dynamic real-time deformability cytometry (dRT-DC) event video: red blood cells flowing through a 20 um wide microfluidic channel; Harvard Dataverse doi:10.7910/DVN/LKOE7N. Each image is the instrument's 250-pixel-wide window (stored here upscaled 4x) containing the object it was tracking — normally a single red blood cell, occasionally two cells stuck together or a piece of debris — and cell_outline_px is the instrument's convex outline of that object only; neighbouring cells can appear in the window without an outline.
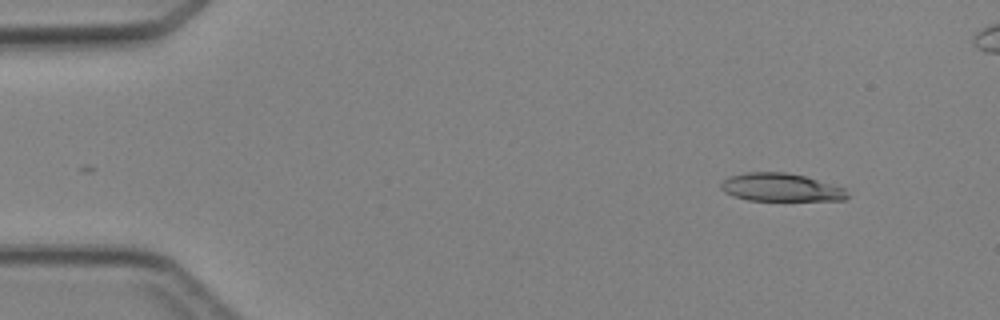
{"species": "Egyptian fruit bat (a non-hibernating species)", "species_latin": "Rousettus aegyptiacus", "temperature_condition": "cold", "stored_images_in_passage": 4, "camera_frame_rate_fps": 3000, "um_per_image_px": 0.085, "animal": {"sex": "female"}, "frame": {"image": 1, "passage_image": 1, "time_ms": 0.0, "image_size_px": [1000, 320], "cell_outline_px": [[848, 196], [844, 200], [748, 200], [732, 196], [724, 192], [720, 188], [720, 184], [728, 176], [744, 172], [784, 172], [804, 176], [844, 188]], "centroid_in_image_um": [66.3, 15.92], "position_along_channel_um": 18.7, "area_um2": 20.52}}